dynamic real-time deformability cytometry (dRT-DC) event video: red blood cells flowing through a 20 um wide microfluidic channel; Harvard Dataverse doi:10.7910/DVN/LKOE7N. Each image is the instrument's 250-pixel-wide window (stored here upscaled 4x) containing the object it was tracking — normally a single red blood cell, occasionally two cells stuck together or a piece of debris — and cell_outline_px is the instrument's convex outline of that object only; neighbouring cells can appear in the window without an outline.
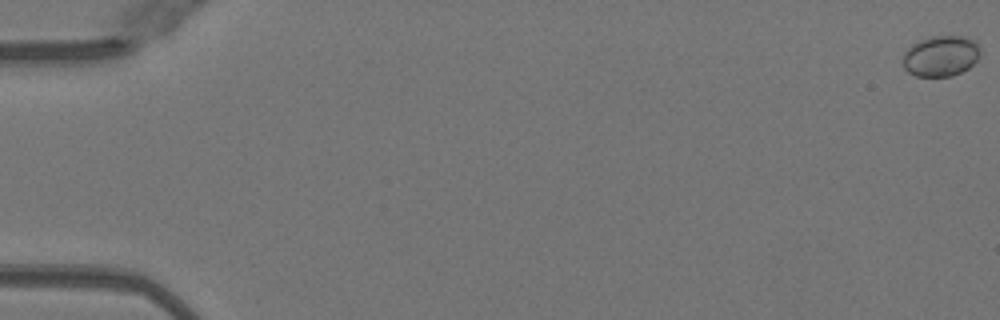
{"species": "Egyptian fruit bat (a non-hibernating species)", "species_latin": "Rousettus aegyptiacus", "temperature_condition": "warm", "stored_images_in_passage": 52, "camera_frame_rate_fps": 3000, "um_per_image_px": 0.085, "animal": {"sex": "female"}, "frame": {"image": 1, "passage_image": 1, "time_ms": 0.0, "image_size_px": [1000, 320], "cell_outline_px": [[980, 52], [976, 60], [968, 68], [952, 76], [916, 76], [908, 72], [904, 68], [904, 52], [912, 44], [920, 40], [932, 36], [964, 36], [980, 44]], "centroid_in_image_um": [79.97, 4.75], "position_along_channel_um": 5.0, "area_um2": 18.26}}
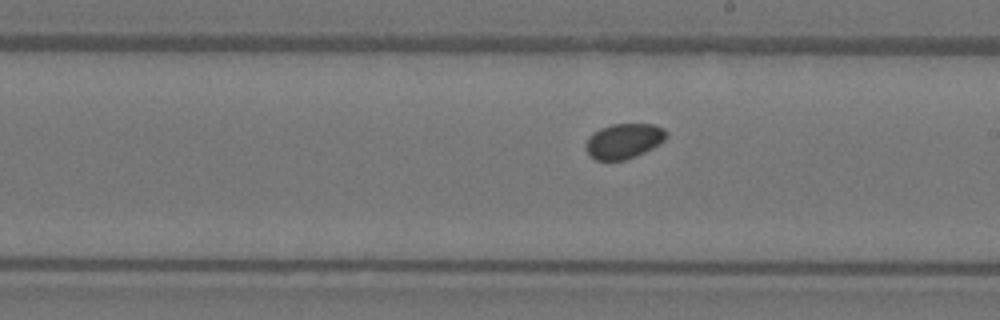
{"frame": {"image": 2, "passage_image": 31, "time_ms": 10.0, "image_size_px": [1000, 320], "cell_outline_px": [[668, 132], [664, 140], [652, 148], [644, 152], [624, 160], [596, 160], [588, 152], [588, 136], [600, 128], [612, 124], [652, 124], [664, 128]], "centroid_in_image_um": [53.06, 11.97], "position_along_channel_um": 235.9, "area_um2": 16.13}}
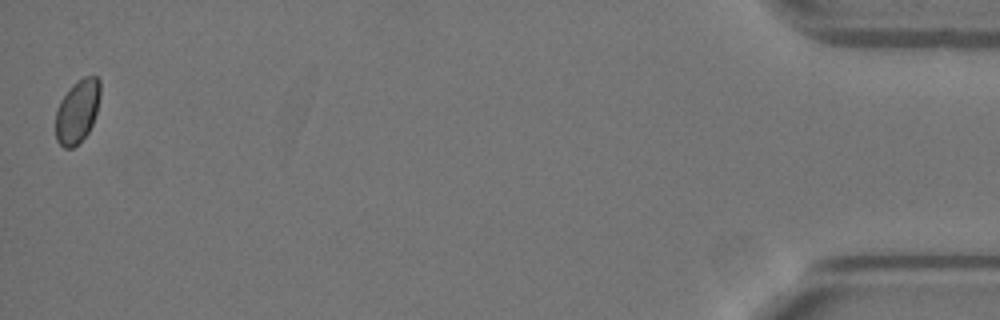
{"frame": {"image": 3, "passage_image": 52, "time_ms": 17.0, "image_size_px": [1000, 320], "cell_outline_px": [[100, 96], [96, 112], [92, 124], [88, 132], [72, 148], [64, 148], [56, 140], [56, 112], [60, 100], [72, 84], [84, 76], [96, 76], [100, 80]], "centroid_in_image_um": [6.57, 9.43], "position_along_channel_um": 428.6, "area_um2": 16.36}}